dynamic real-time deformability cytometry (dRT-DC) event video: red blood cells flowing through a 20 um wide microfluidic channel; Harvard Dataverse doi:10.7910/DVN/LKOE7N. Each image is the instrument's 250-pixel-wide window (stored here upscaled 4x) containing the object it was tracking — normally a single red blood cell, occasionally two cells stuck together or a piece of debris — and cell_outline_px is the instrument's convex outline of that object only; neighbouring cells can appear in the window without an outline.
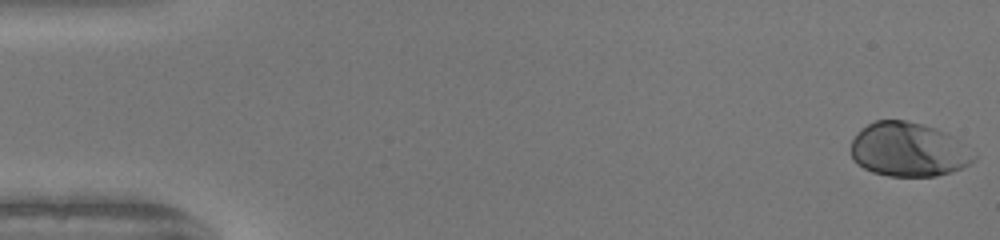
{"species": "human", "species_latin": "Homo sapiens", "temperature_condition": "warm", "stored_images_in_passage": 50, "camera_frame_rate_fps": 3000, "um_per_image_px": 0.085, "donor": {"sex": "female"}, "frame": {"image": 1, "passage_image": 1, "time_ms": 0.0, "image_size_px": [1000, 240], "cell_outline_px": [[976, 160], [952, 172], [936, 176], [888, 176], [872, 172], [864, 168], [852, 160], [852, 140], [856, 132], [860, 128], [876, 120], [908, 120], [936, 128], [944, 132], [976, 152]], "centroid_in_image_um": [77.21, 12.71], "position_along_channel_um": 7.8, "area_um2": 38.9}}
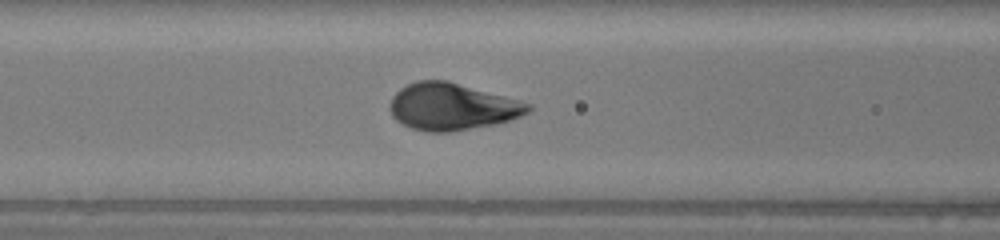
{"frame": {"image": 2, "passage_image": 21, "time_ms": 6.667, "image_size_px": [1000, 240], "cell_outline_px": [[532, 108], [528, 112], [512, 120], [496, 124], [452, 132], [428, 132], [412, 128], [396, 120], [392, 116], [388, 108], [392, 96], [400, 88], [416, 80], [444, 80], [520, 100], [532, 104]], "centroid_in_image_um": [38.41, 9.08], "position_along_channel_um": 128.2, "area_um2": 37.86}}
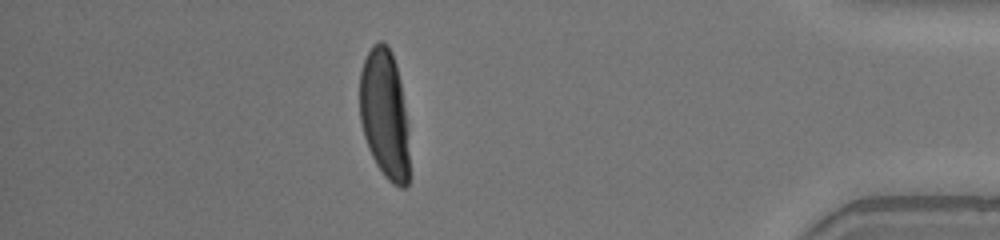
{"frame": {"image": 3, "passage_image": 44, "time_ms": 14.333, "image_size_px": [1000, 240], "cell_outline_px": [[408, 184], [404, 188], [400, 188], [392, 184], [384, 176], [376, 164], [368, 148], [364, 136], [360, 120], [360, 72], [364, 60], [372, 44], [380, 40], [384, 40], [388, 44], [392, 52], [396, 64], [400, 80], [408, 128]], "centroid_in_image_um": [32.68, 9.68], "position_along_channel_um": 402.5, "area_um2": 37.74}, "authors_computed_cell_mechanics": {"area_um2": 37.9457, "velocity_mm_per_s": 4.1549, "shape_relaxation_time_tau1_ms": 2.3238, "shape_relaxation_time_tau2_ms": null, "deformation_change_tau1": 0.1894, "deformation_change_tau2": null}}